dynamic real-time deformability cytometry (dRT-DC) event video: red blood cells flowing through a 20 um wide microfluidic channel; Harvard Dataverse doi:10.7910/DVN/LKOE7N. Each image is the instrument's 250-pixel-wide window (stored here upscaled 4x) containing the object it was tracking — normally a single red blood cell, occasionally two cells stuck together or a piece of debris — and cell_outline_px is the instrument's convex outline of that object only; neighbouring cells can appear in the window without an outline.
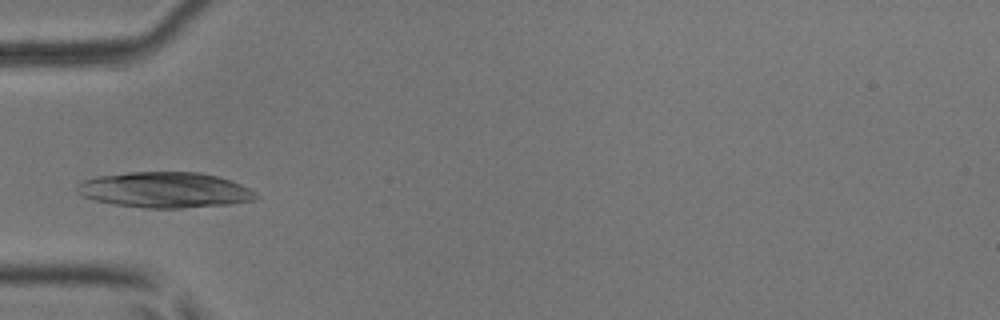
{"species": "common noctule bat (a hibernating species)", "species_latin": "Nyctalus noctula", "temperature_condition": "room temperature", "stored_images_in_passage": 6, "camera_frame_rate_fps": 3000, "um_per_image_px": 0.085, "animal": {"sex": "male", "body_mass_g": 17.9, "forearm_length_mm": 54.2}, "frame": {"image": 1, "passage_image": 6, "time_ms": 1.667, "image_size_px": [1000, 320], "cell_outline_px": [[260, 196], [252, 200], [232, 204], [184, 208], [144, 208], [112, 204], [96, 200], [84, 196], [76, 188], [84, 180], [96, 176], [128, 172], [200, 172], [220, 176], [232, 180], [256, 192]], "centroid_in_image_um": [14.07, 16.14], "position_along_channel_um": 70.9, "area_um2": 37.22}}